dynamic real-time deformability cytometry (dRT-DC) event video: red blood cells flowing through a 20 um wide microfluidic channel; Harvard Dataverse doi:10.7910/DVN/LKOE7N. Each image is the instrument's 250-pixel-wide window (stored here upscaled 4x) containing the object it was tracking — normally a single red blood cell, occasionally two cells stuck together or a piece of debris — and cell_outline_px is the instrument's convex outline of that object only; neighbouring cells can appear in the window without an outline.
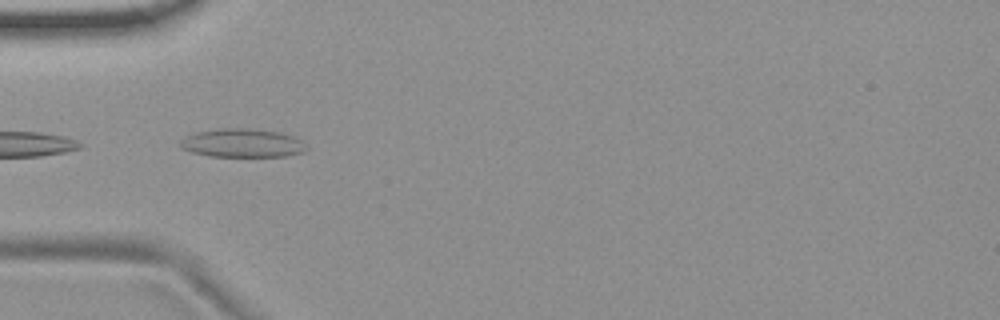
{"species": "common noctule bat (a hibernating species)", "species_latin": "Nyctalus noctula", "temperature_condition": "room temperature", "stored_images_in_passage": 6, "camera_frame_rate_fps": 3000, "um_per_image_px": 0.085, "animal": {"sex": "female", "body_mass_g": 19.9}, "frame": {"image": 1, "passage_image": 3, "time_ms": 0.667, "image_size_px": [1000, 320], "cell_outline_px": [[308, 148], [304, 152], [284, 156], [208, 156], [192, 152], [180, 148], [180, 140], [196, 132], [220, 128], [244, 128], [280, 132], [292, 136], [300, 140]], "centroid_in_image_um": [20.58, 12.16], "position_along_channel_um": 64.4, "area_um2": 20.87}}